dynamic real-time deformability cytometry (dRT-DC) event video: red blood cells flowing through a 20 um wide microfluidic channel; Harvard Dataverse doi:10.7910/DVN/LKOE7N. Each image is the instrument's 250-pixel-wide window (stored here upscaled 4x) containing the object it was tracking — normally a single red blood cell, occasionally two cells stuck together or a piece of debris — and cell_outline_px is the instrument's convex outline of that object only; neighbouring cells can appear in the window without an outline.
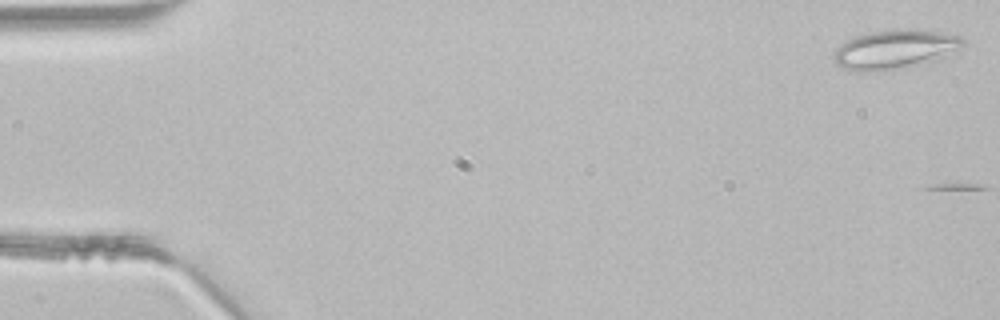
{"species": "common noctule bat (a hibernating species)", "species_latin": "Nyctalus noctula", "temperature_condition": "room temperature", "stored_images_in_passage": 9, "camera_frame_rate_fps": 3000, "um_per_image_px": 0.085, "animal": {"sex": "male", "body_mass_g": 21.5, "forearm_length_mm": 52.0}, "frame": {"image": 1, "passage_image": 1, "time_ms": 0.0, "image_size_px": [1000, 320], "cell_outline_px": [[964, 44], [960, 48], [940, 56], [876, 72], [856, 72], [844, 68], [836, 64], [832, 60], [832, 56], [836, 48], [840, 44], [852, 36], [872, 32], [912, 28], [940, 32], [964, 36]], "centroid_in_image_um": [75.94, 4.16], "position_along_channel_um": 9.1, "area_um2": 28.67}}